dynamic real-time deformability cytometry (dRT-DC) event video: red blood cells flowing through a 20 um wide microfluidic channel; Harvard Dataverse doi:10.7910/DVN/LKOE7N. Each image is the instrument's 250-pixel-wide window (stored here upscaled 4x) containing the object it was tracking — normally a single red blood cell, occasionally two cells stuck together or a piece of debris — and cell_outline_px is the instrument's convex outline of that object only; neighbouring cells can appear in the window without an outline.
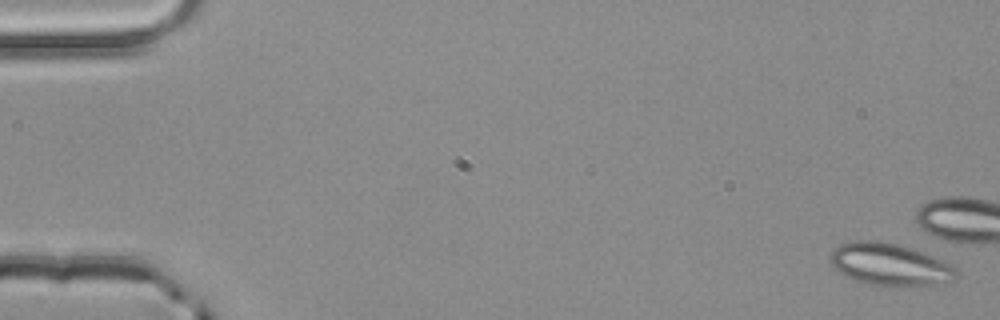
{"species": "common noctule bat (a hibernating species)", "species_latin": "Nyctalus noctula", "temperature_condition": "room temperature", "stored_images_in_passage": 5, "camera_frame_rate_fps": 3000, "um_per_image_px": 0.085, "animal": {"sex": "male", "body_mass_g": 20.4}, "frame": {"image": 1, "passage_image": 1, "time_ms": 0.0, "image_size_px": [1000, 320], "cell_outline_px": [[956, 276], [952, 280], [936, 284], [868, 284], [844, 276], [832, 264], [832, 252], [840, 244], [856, 240], [876, 240], [896, 244], [912, 248], [944, 260], [956, 268]], "centroid_in_image_um": [75.63, 22.44], "position_along_channel_um": 9.4, "area_um2": 30.11}}